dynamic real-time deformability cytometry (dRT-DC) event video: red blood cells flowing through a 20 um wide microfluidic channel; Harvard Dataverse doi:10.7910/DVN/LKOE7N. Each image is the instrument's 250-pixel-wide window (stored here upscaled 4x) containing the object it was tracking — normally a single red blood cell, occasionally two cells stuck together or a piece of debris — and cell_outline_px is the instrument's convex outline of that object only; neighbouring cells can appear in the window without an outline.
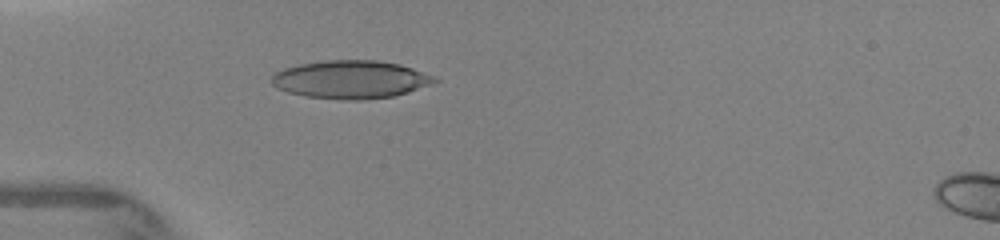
{"species": "human", "species_latin": "Homo sapiens", "temperature_condition": "warm", "stored_images_in_passage": 4, "camera_frame_rate_fps": 3000, "um_per_image_px": 0.085, "donor": {"sex": "female"}, "frame": {"image": 1, "passage_image": 4, "time_ms": 2.667, "image_size_px": [1000, 240], "cell_outline_px": [[440, 80], [408, 92], [392, 96], [356, 100], [348, 100], [304, 96], [288, 92], [276, 88], [272, 84], [272, 76], [276, 72], [284, 68], [300, 64], [324, 60], [376, 60], [400, 64], [436, 76]], "centroid_in_image_um": [29.8, 6.75], "position_along_channel_um": 55.2, "area_um2": 36.01}}